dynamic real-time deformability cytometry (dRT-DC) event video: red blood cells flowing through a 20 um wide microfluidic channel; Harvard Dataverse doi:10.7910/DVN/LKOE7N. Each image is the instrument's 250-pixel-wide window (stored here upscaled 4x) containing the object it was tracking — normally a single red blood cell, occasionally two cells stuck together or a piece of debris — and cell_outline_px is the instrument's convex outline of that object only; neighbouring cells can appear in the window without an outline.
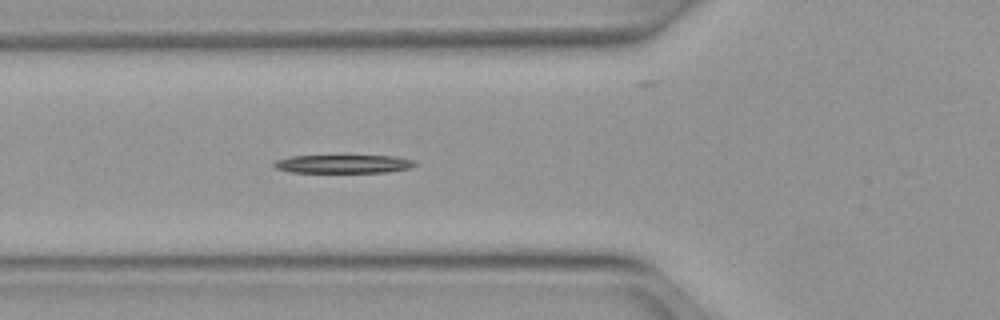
{"species": "Egyptian fruit bat (a non-hibernating species)", "species_latin": "Rousettus aegyptiacus", "temperature_condition": "warm", "stored_images_in_passage": 18, "camera_frame_rate_fps": 3000, "um_per_image_px": 0.085, "animal": {"sex": "female"}, "frame": {"image": 1, "passage_image": 8, "time_ms": 2.333, "image_size_px": [1000, 320], "cell_outline_px": [[416, 164], [408, 168], [388, 172], [288, 172], [272, 168], [272, 164], [276, 160], [292, 156], [396, 156], [416, 160]], "centroid_in_image_um": [29.14, 13.94], "position_along_channel_um": 96.7, "area_um2": 15.09}}